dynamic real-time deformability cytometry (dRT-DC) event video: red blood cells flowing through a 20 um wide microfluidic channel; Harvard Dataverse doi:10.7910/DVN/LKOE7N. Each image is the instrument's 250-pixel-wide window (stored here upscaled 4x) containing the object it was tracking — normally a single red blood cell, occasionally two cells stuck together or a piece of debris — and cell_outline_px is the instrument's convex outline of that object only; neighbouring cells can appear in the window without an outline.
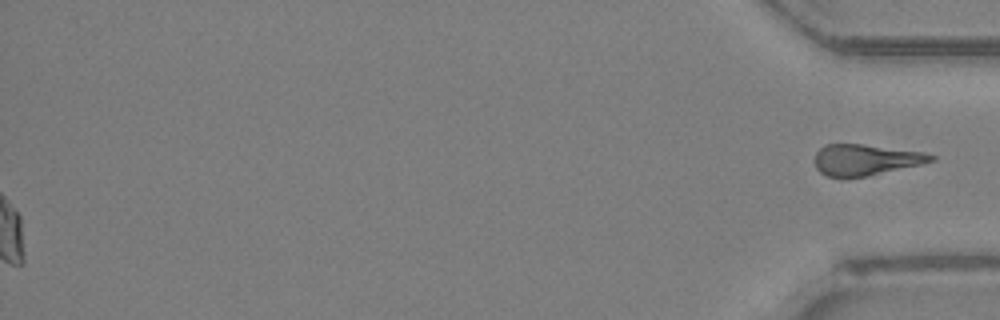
{"species": "Egyptian fruit bat (a non-hibernating species)", "species_latin": "Rousettus aegyptiacus", "temperature_condition": "room temperature", "stored_images_in_passage": 34, "segment_of_instrument_passage": [2, 2], "camera_frame_rate_fps": 3000, "um_per_image_px": 0.085, "animal": {"sex": "female"}, "frame": {"image": 1, "passage_image": 34, "time_ms": 11.0, "image_size_px": [1000, 320], "cell_outline_px": [[936, 160], [920, 164], [864, 176], [844, 180], [824, 176], [816, 168], [816, 152], [824, 144], [864, 144], [924, 152], [936, 156]], "centroid_in_image_um": [73.52, 13.6], "position_along_channel_um": 361.7, "area_um2": 21.21}}